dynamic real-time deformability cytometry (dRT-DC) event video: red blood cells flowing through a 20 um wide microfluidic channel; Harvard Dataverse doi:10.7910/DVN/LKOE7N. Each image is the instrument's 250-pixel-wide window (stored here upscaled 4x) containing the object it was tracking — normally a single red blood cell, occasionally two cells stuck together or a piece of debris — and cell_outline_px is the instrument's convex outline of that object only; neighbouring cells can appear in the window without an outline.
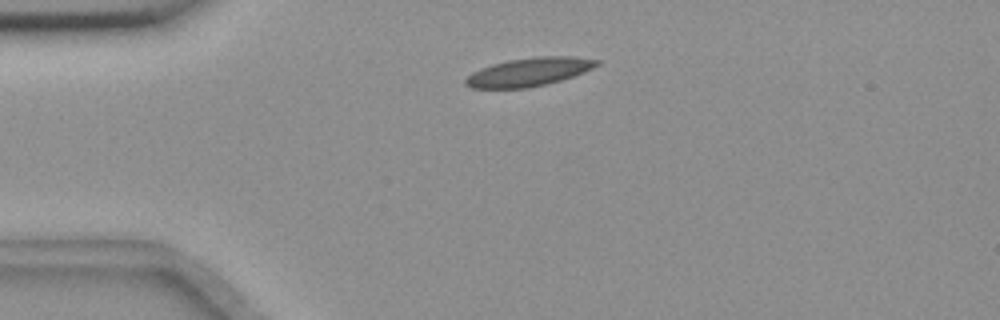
{"species": "common noctule bat (a hibernating species)", "species_latin": "Nyctalus noctula", "temperature_condition": "room temperature", "stored_images_in_passage": 2, "camera_frame_rate_fps": 3000, "um_per_image_px": 0.085, "animal": {"sex": "female", "body_mass_g": 18.4}, "frame": {"image": 1, "passage_image": 1, "time_ms": 0.0, "image_size_px": [1000, 320], "cell_outline_px": [[600, 64], [592, 68], [572, 76], [560, 80], [528, 88], [472, 88], [464, 84], [464, 80], [472, 72], [480, 68], [492, 64], [508, 60], [536, 56], [572, 56], [600, 60]], "centroid_in_image_um": [44.94, 6.11], "position_along_channel_um": 40.1, "area_um2": 21.62}}